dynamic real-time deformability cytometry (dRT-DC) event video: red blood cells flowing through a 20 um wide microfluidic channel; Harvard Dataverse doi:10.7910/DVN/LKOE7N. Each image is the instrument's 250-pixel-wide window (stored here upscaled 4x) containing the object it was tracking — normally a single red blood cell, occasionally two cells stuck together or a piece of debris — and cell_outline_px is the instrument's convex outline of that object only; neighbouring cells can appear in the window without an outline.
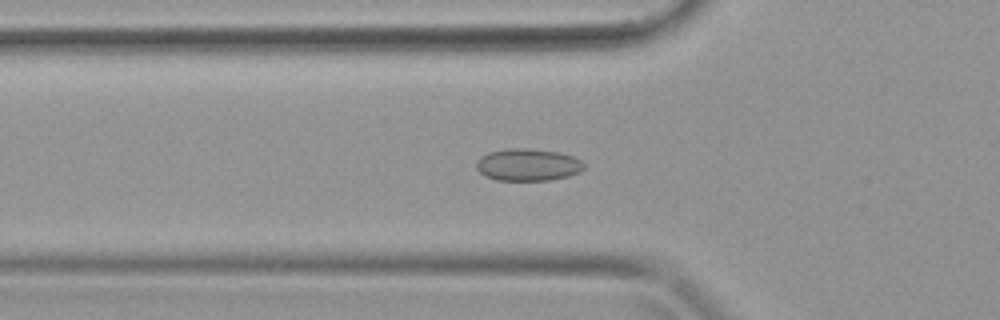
{"species": "common noctule bat (a hibernating species)", "species_latin": "Nyctalus noctula", "temperature_condition": "warm", "stored_images_in_passage": 41, "camera_frame_rate_fps": 3000, "um_per_image_px": 0.085, "animal": {"sex": "female", "body_mass_g": 19.9}, "frame": {"image": 1, "passage_image": 14, "time_ms": 4.333, "image_size_px": [1000, 320], "cell_outline_px": [[584, 168], [580, 172], [568, 176], [548, 180], [496, 180], [484, 176], [476, 168], [476, 160], [480, 156], [488, 152], [504, 148], [528, 148], [556, 152], [572, 156], [580, 160], [584, 164]], "centroid_in_image_um": [44.82, 14.0], "position_along_channel_um": 81.0, "area_um2": 20.29}}
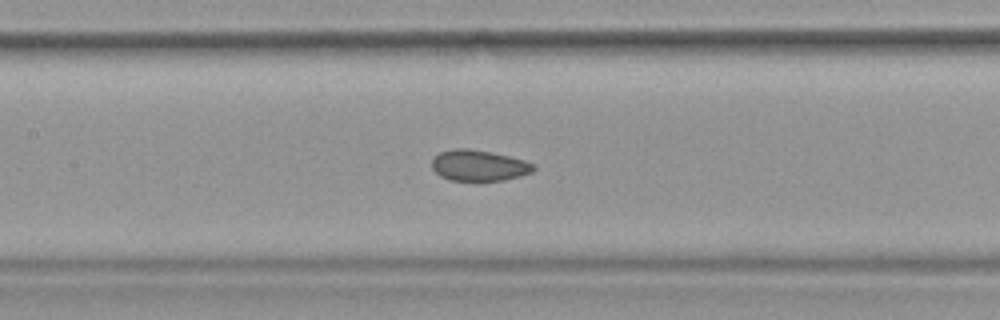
{"frame": {"image": 2, "passage_image": 19, "time_ms": 6.0, "image_size_px": [1000, 320], "cell_outline_px": [[536, 168], [532, 172], [520, 176], [504, 180], [448, 180], [440, 176], [432, 168], [432, 156], [440, 152], [452, 148], [468, 148], [508, 156], [524, 160], [536, 164]], "centroid_in_image_um": [40.68, 14.06], "position_along_channel_um": 166.7, "area_um2": 18.38}}
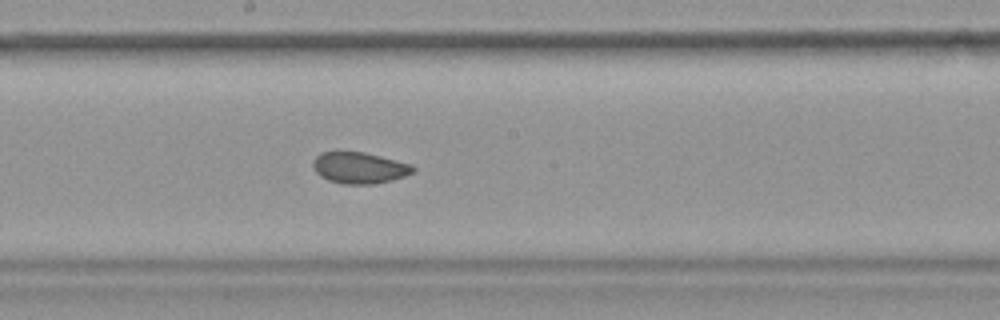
{"frame": {"image": 3, "passage_image": 22, "time_ms": 7.0, "image_size_px": [1000, 320], "cell_outline_px": [[416, 168], [412, 172], [404, 176], [392, 180], [376, 184], [344, 184], [328, 180], [320, 176], [316, 172], [312, 164], [312, 160], [320, 152], [364, 152], [412, 164]], "centroid_in_image_um": [30.54, 14.27], "position_along_channel_um": 217.7, "area_um2": 18.26}}